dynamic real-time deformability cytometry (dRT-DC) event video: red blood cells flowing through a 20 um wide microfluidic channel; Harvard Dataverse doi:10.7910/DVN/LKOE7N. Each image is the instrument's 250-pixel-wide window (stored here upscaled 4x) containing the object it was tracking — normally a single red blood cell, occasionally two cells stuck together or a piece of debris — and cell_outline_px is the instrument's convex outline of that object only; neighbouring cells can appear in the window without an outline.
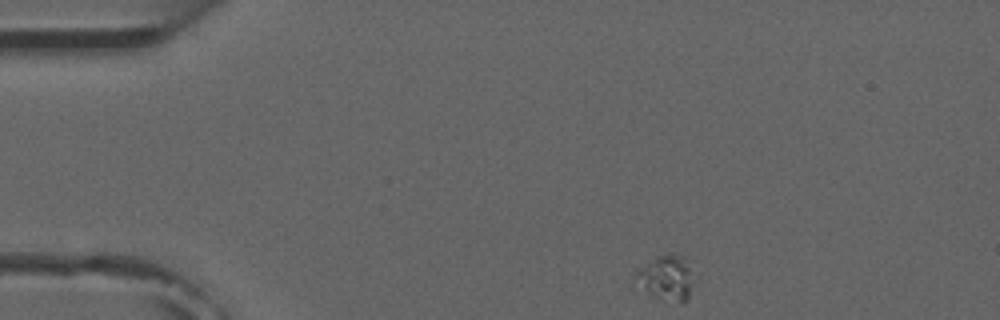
{"species": "common noctule bat (a hibernating species)", "species_latin": "Nyctalus noctula", "temperature_condition": "room temperature", "stored_images_in_passage": 3, "camera_frame_rate_fps": 3000, "um_per_image_px": 0.085, "animal": {"sex": "male", "forearm_length_mm": 52.5}, "frame": {"image": 1, "passage_image": 1, "time_ms": 0.0, "image_size_px": [1000, 320], "cell_outline_px": [[696, 276], [688, 300], [660, 300], [636, 276], [636, 272], [640, 268], [656, 256], [668, 252], [688, 256], [696, 272]], "centroid_in_image_um": [56.85, 23.5], "position_along_channel_um": 28.2, "area_um2": 15.2}}